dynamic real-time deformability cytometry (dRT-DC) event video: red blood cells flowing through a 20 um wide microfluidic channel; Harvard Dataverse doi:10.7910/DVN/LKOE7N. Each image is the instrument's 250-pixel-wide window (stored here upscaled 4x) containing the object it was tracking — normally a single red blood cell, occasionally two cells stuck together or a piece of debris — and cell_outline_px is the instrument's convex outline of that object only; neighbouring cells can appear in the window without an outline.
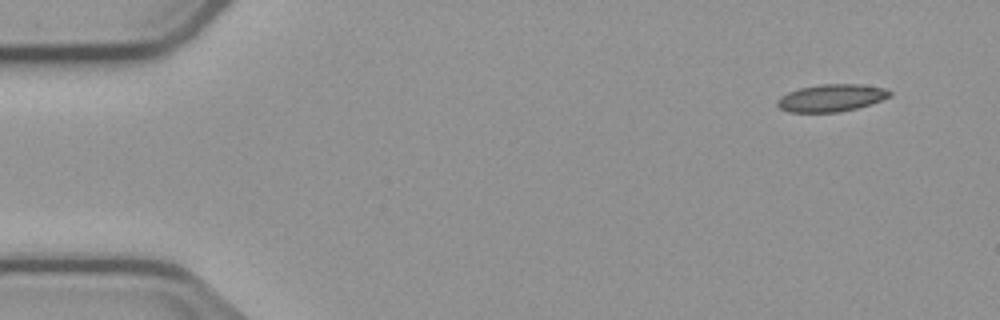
{"species": "common noctule bat (a hibernating species)", "species_latin": "Nyctalus noctula", "temperature_condition": "cold", "stored_images_in_passage": 3, "camera_frame_rate_fps": 3000, "um_per_image_px": 0.085, "animal": {"sex": "male", "body_mass_g": 23.1, "forearm_length_mm": 52.7}, "frame": {"image": 1, "passage_image": 1, "time_ms": 0.0, "image_size_px": [1000, 320], "cell_outline_px": [[892, 96], [856, 108], [836, 112], [788, 112], [780, 108], [776, 104], [776, 100], [780, 96], [788, 92], [800, 88], [820, 84], [860, 84], [884, 88], [892, 92]], "centroid_in_image_um": [70.63, 8.31], "position_along_channel_um": 14.4, "area_um2": 17.8}}